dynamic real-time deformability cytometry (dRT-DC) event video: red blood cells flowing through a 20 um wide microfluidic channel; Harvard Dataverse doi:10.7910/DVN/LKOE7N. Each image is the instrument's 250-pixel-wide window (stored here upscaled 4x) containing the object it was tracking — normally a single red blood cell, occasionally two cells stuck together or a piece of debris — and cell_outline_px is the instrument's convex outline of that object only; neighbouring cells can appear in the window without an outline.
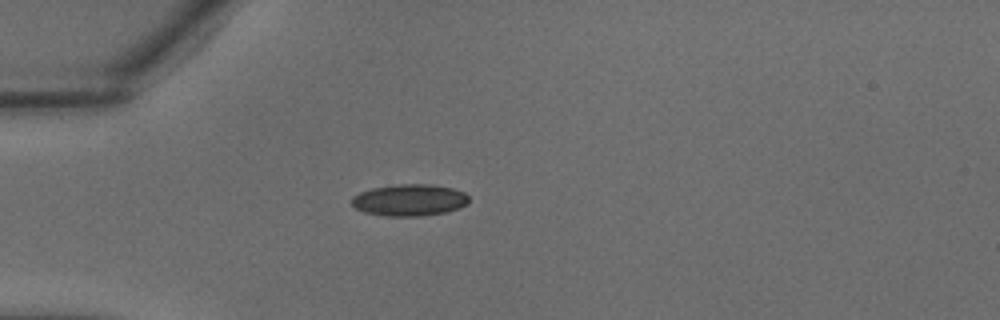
{"species": "common noctule bat (a hibernating species)", "species_latin": "Nyctalus noctula", "temperature_condition": "warm", "stored_images_in_passage": 14, "camera_frame_rate_fps": 3000, "um_per_image_px": 0.085, "animal": {"sex": "male", "body_mass_g": 18.8}, "frame": {"image": 1, "passage_image": 10, "time_ms": 3.0, "image_size_px": [1000, 320], "cell_outline_px": [[468, 204], [460, 208], [444, 212], [420, 216], [388, 216], [364, 212], [356, 208], [352, 204], [352, 196], [360, 192], [372, 188], [396, 184], [432, 184], [452, 188], [464, 192], [468, 196]], "centroid_in_image_um": [34.81, 17.0], "position_along_channel_um": 50.2, "area_um2": 21.68}}
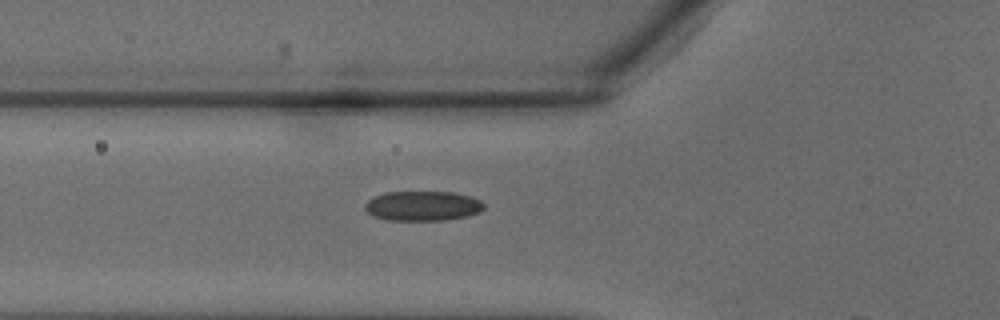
{"frame": {"image": 2, "passage_image": 13, "time_ms": 4.0, "image_size_px": [1000, 320], "cell_outline_px": [[484, 208], [480, 212], [468, 216], [448, 220], [388, 220], [372, 216], [364, 208], [364, 204], [368, 200], [384, 192], [456, 192], [480, 200], [484, 204]], "centroid_in_image_um": [35.93, 17.51], "position_along_channel_um": 89.9, "area_um2": 20.75}}